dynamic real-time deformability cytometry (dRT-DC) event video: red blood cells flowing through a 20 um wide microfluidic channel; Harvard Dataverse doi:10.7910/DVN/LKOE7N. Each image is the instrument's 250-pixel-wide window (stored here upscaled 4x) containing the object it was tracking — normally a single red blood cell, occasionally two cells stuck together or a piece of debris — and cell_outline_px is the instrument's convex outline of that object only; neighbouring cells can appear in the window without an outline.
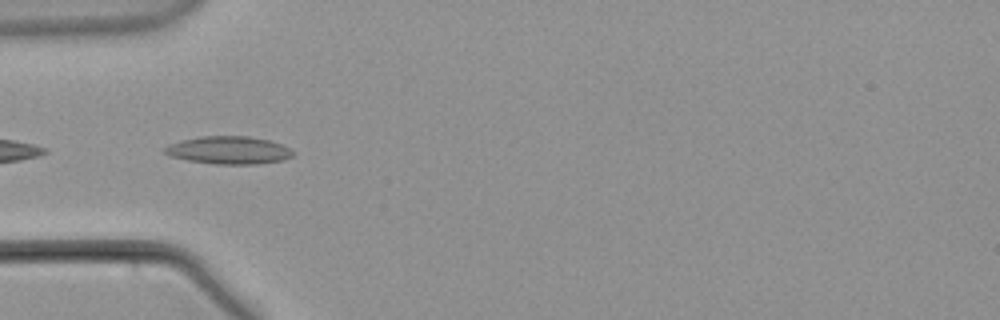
{"species": "common noctule bat (a hibernating species)", "species_latin": "Nyctalus noctula", "temperature_condition": "warm", "stored_images_in_passage": 4, "camera_frame_rate_fps": 3000, "um_per_image_px": 0.085, "animal": {"sex": "male", "body_mass_g": 21.5, "forearm_length_mm": 52.0}, "frame": {"image": 1, "passage_image": 2, "time_ms": 0.333, "image_size_px": [1000, 320], "cell_outline_px": [[292, 156], [284, 160], [256, 164], [212, 164], [188, 160], [168, 156], [164, 152], [164, 148], [168, 144], [180, 140], [200, 136], [248, 136], [268, 140], [280, 144], [288, 148], [292, 152]], "centroid_in_image_um": [19.38, 12.77], "position_along_channel_um": 65.6, "area_um2": 20.75}}